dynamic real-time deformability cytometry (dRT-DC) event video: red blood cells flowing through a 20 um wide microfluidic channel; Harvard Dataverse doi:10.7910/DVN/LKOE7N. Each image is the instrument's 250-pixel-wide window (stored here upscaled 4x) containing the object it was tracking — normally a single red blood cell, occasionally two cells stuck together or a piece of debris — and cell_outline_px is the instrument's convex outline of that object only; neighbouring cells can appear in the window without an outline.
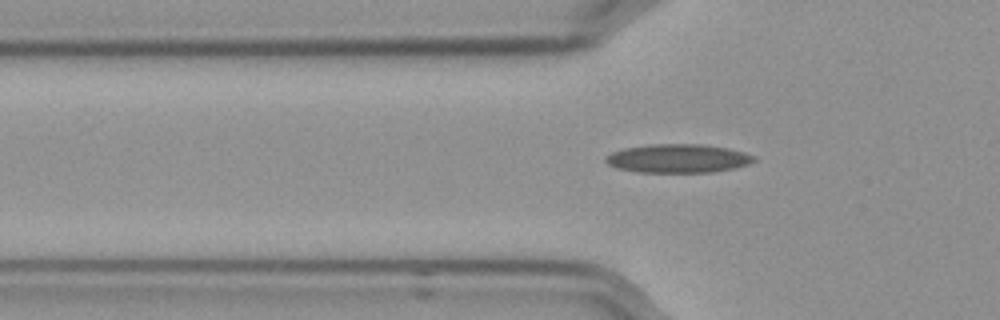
{"species": "Egyptian fruit bat (a non-hibernating species)", "species_latin": "Rousettus aegyptiacus", "temperature_condition": "cold", "stored_images_in_passage": 39, "camera_frame_rate_fps": 3000, "um_per_image_px": 0.085, "frame": {"image": 1, "passage_image": 4, "time_ms": 1.0, "image_size_px": [1000, 320], "cell_outline_px": [[756, 160], [748, 164], [736, 168], [712, 172], [636, 172], [616, 168], [608, 164], [604, 160], [604, 156], [612, 152], [624, 148], [648, 144], [700, 144], [728, 148], [744, 152], [756, 156]], "centroid_in_image_um": [57.61, 13.47], "position_along_channel_um": 68.2, "area_um2": 24.97}}
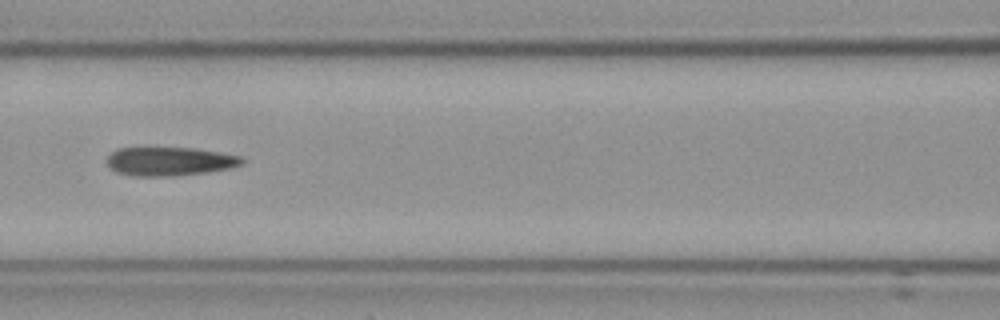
{"frame": {"image": 2, "passage_image": 11, "time_ms": 3.333, "image_size_px": [1000, 320], "cell_outline_px": [[244, 164], [228, 168], [204, 172], [172, 176], [132, 176], [116, 172], [104, 160], [116, 148], [196, 148], [240, 156], [244, 160]], "centroid_in_image_um": [14.38, 13.71], "position_along_channel_um": 152.2, "area_um2": 22.48}}
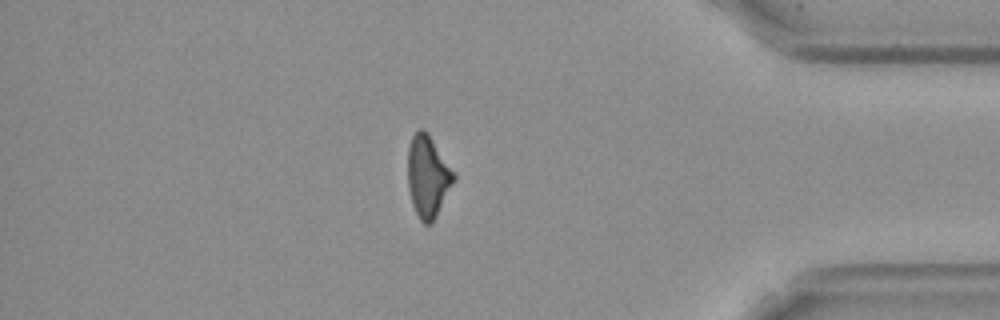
{"frame": {"image": 3, "passage_image": 34, "time_ms": 11.0, "image_size_px": [1000, 320], "cell_outline_px": [[456, 180], [432, 224], [424, 224], [420, 220], [412, 204], [408, 188], [408, 148], [412, 136], [416, 128], [424, 128], [428, 132], [456, 176]], "centroid_in_image_um": [36.36, 14.99], "position_along_channel_um": 398.8, "area_um2": 22.08}}